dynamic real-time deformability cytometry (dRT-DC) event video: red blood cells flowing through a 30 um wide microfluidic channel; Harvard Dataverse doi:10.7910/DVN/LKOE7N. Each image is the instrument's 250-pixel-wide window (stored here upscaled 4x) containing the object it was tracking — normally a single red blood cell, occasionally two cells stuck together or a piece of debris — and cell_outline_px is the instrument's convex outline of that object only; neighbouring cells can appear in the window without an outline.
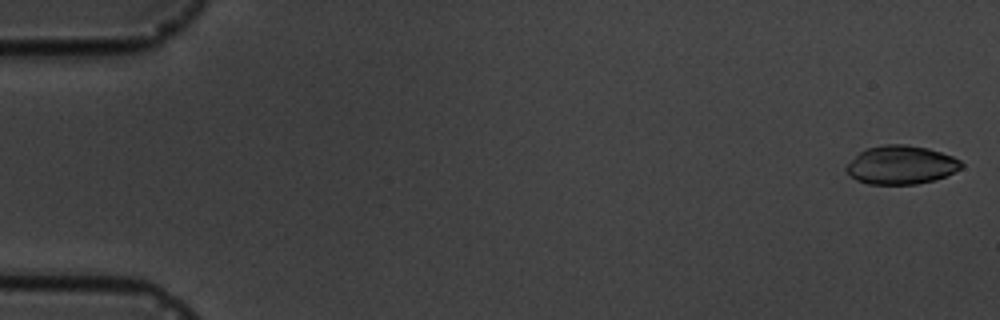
{"species": "common noctule bat (a hibernating species)", "species_latin": "Nyctalus noctula", "temperature_condition": "cold", "stored_images_in_passage": 5, "camera_frame_rate_fps": 3000, "um_per_image_px": 0.085, "animal": {"sex": "male", "body_mass_g": 19.5, "forearm_length_mm": 54.6}, "frame": {"image": 1, "passage_image": 1, "time_ms": 0.0, "image_size_px": [1000, 320], "cell_outline_px": [[964, 164], [960, 168], [944, 176], [932, 180], [916, 184], [868, 184], [856, 180], [844, 168], [860, 152], [868, 148], [884, 144], [904, 144], [928, 148], [952, 156], [960, 160]], "centroid_in_image_um": [76.58, 14.01], "position_along_channel_um": 8.4, "area_um2": 25.49}}
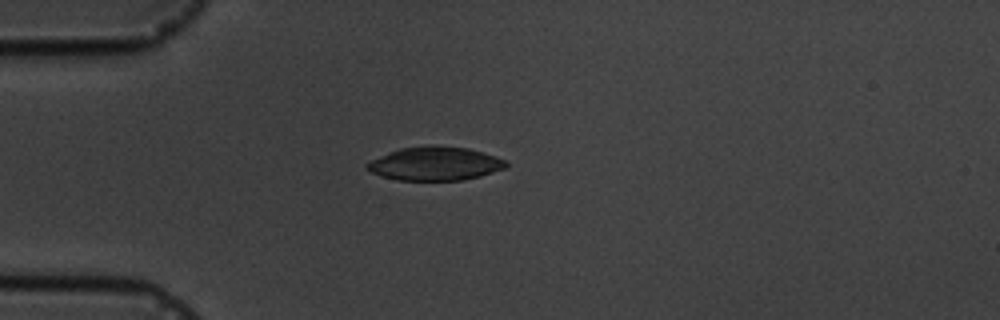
{"frame": {"image": 2, "passage_image": 5, "time_ms": 4.667, "image_size_px": [1000, 320], "cell_outline_px": [[508, 164], [504, 168], [480, 176], [464, 180], [396, 180], [380, 176], [364, 168], [364, 164], [388, 152], [400, 148], [432, 144], [468, 148], [496, 156], [504, 160]], "centroid_in_image_um": [36.94, 13.9], "position_along_channel_um": 48.1, "area_um2": 27.4}}